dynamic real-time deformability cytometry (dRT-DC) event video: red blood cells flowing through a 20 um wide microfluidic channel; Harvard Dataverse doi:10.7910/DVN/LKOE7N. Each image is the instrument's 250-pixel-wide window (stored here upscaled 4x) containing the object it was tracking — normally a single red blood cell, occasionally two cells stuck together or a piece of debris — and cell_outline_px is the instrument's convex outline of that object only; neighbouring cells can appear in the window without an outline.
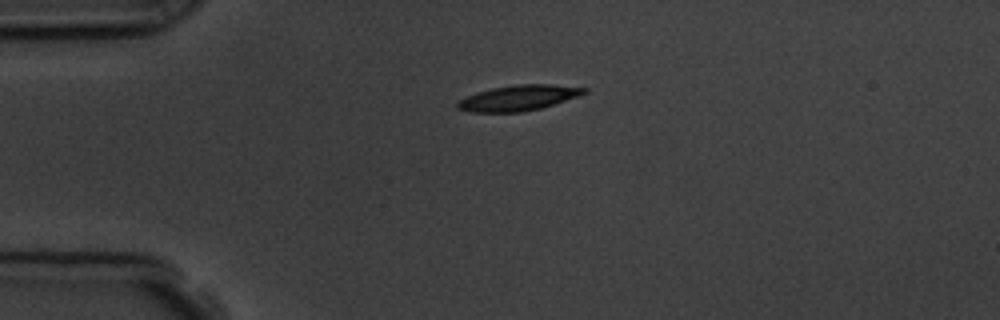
{"species": "common noctule bat (a hibernating species)", "species_latin": "Nyctalus noctula", "temperature_condition": "room temperature", "stored_images_in_passage": 2, "camera_frame_rate_fps": 3000, "um_per_image_px": 0.085, "animal": {"sex": "male", "body_mass_g": 19.5, "forearm_length_mm": 54.6}, "frame": {"image": 1, "passage_image": 1, "time_ms": 0.0, "image_size_px": [1000, 320], "cell_outline_px": [[588, 92], [580, 96], [540, 108], [520, 112], [472, 112], [456, 108], [456, 104], [460, 100], [468, 96], [492, 88], [516, 84], [552, 84], [588, 88]], "centroid_in_image_um": [44.12, 8.31], "position_along_channel_um": 40.9, "area_um2": 18.67}}